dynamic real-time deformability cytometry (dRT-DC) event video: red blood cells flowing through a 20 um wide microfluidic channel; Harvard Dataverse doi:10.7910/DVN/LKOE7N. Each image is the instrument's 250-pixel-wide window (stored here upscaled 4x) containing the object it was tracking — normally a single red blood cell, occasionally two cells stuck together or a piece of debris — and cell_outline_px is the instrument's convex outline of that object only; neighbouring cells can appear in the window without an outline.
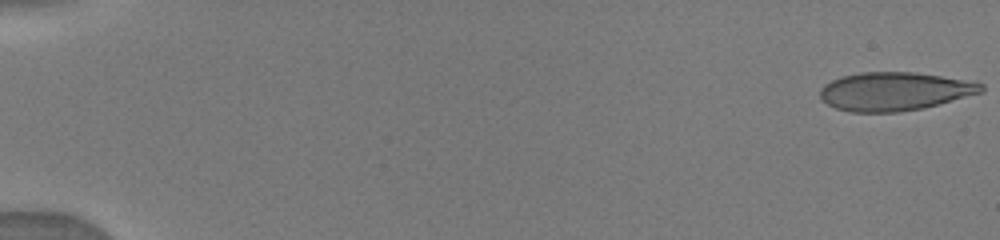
{"species": "human", "species_latin": "Homo sapiens", "temperature_condition": "warm", "stored_images_in_passage": 35, "camera_frame_rate_fps": 3000, "um_per_image_px": 0.085, "donor": {"sex": "male"}, "frame": {"image": 1, "passage_image": 1, "time_ms": 0.0, "image_size_px": [1000, 240], "cell_outline_px": [[984, 92], [920, 108], [896, 112], [852, 112], [836, 108], [828, 104], [820, 96], [820, 88], [824, 84], [840, 76], [860, 72], [916, 72], [940, 76], [984, 84]], "centroid_in_image_um": [75.99, 7.75], "position_along_channel_um": 9.0, "area_um2": 35.72}}
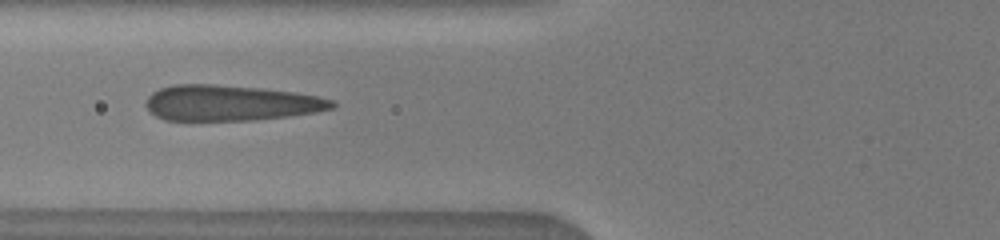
{"frame": {"image": 2, "passage_image": 27, "time_ms": 6.667, "image_size_px": [1000, 240], "cell_outline_px": [[336, 104], [332, 108], [316, 112], [288, 116], [252, 120], [164, 120], [148, 112], [144, 104], [144, 100], [152, 92], [160, 88], [172, 84], [216, 84], [260, 88], [296, 92], [316, 96], [332, 100]], "centroid_in_image_um": [19.52, 8.74], "position_along_channel_um": 106.3, "area_um2": 38.84}}
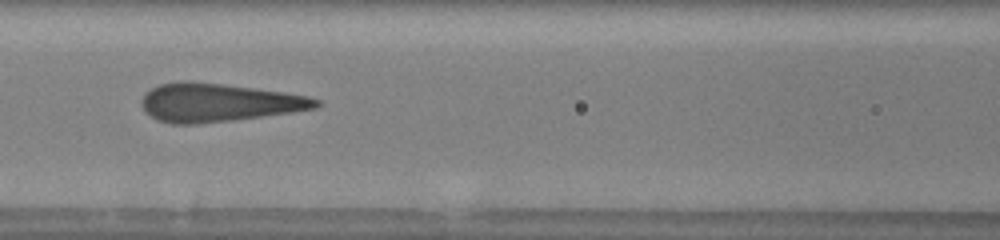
{"frame": {"image": 3, "passage_image": 30, "time_ms": 7.667, "image_size_px": [1000, 240], "cell_outline_px": [[324, 104], [316, 108], [292, 112], [232, 120], [196, 124], [172, 124], [156, 120], [144, 112], [140, 104], [140, 100], [144, 92], [160, 84], [184, 80], [188, 80], [224, 84], [308, 96], [320, 100]], "centroid_in_image_um": [18.5, 8.72], "position_along_channel_um": 148.1, "area_um2": 39.13}}